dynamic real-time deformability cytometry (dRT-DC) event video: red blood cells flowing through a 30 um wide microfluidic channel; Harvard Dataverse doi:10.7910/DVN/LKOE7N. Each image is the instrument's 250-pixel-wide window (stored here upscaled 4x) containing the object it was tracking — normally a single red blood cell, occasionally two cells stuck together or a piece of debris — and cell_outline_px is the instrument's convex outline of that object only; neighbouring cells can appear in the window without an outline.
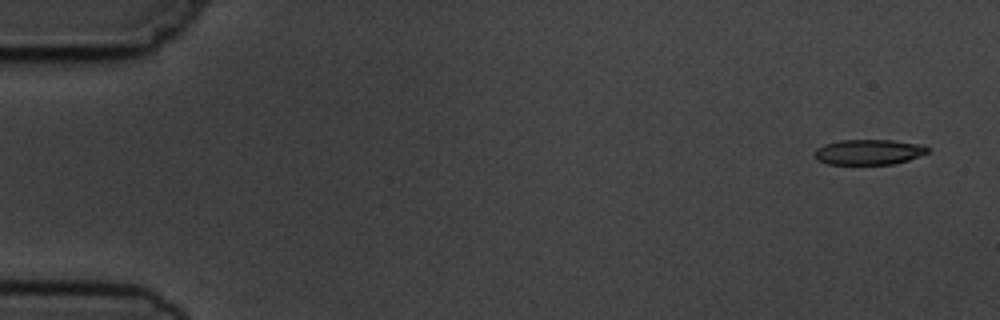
{"species": "common noctule bat (a hibernating species)", "species_latin": "Nyctalus noctula", "temperature_condition": "cold", "stored_images_in_passage": 4, "camera_frame_rate_fps": 3000, "um_per_image_px": 0.085, "animal": {"sex": "male", "body_mass_g": 19.5, "forearm_length_mm": 54.6}, "frame": {"image": 1, "passage_image": 1, "time_ms": 0.0, "image_size_px": [1000, 320], "cell_outline_px": [[928, 152], [908, 160], [892, 164], [828, 164], [816, 160], [816, 148], [824, 144], [840, 140], [892, 140], [924, 144], [928, 148]], "centroid_in_image_um": [73.85, 12.91], "position_along_channel_um": 11.2, "area_um2": 16.65}}